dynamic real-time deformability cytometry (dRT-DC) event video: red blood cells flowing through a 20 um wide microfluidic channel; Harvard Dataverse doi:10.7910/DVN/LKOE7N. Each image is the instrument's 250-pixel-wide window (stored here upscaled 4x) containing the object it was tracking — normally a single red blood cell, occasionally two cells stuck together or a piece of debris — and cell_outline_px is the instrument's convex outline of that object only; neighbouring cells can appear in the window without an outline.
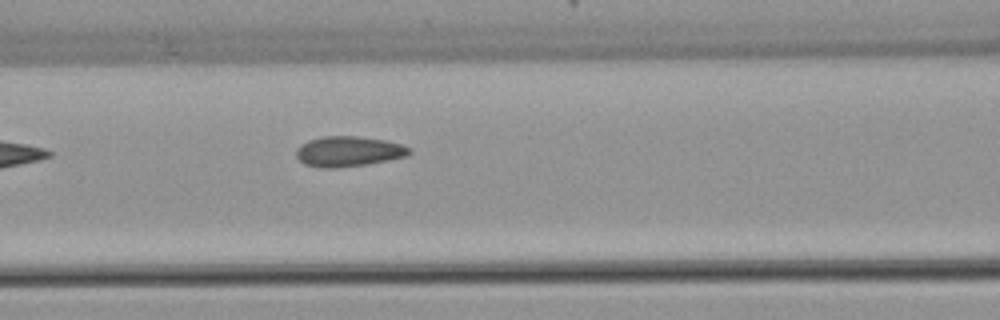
{"species": "common noctule bat (a hibernating species)", "species_latin": "Nyctalus noctula", "temperature_condition": "warm", "stored_images_in_passage": 5, "camera_frame_rate_fps": 3000, "um_per_image_px": 0.085, "animal": {"sex": "female", "body_mass_g": 22.7, "forearm_length_mm": 54.2}, "frame": {"image": 1, "passage_image": 5, "time_ms": 5.667, "image_size_px": [1000, 320], "cell_outline_px": [[412, 152], [408, 156], [368, 164], [336, 168], [320, 168], [304, 164], [296, 156], [296, 148], [308, 140], [324, 136], [356, 136], [384, 140], [400, 144], [412, 148]], "centroid_in_image_um": [29.63, 12.88], "position_along_channel_um": 137.0, "area_um2": 20.06}}